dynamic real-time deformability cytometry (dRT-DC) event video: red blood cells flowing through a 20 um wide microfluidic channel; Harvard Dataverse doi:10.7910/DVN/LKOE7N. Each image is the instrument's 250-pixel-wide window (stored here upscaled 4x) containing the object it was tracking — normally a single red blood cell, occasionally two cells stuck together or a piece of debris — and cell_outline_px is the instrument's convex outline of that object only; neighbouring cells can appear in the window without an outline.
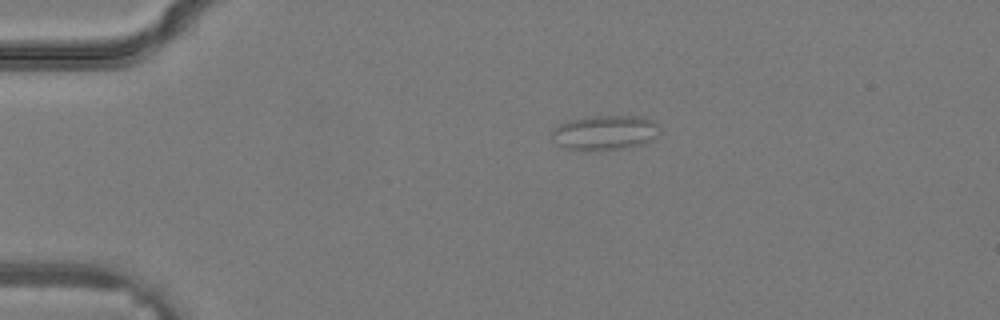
{"species": "common noctule bat (a hibernating species)", "species_latin": "Nyctalus noctula", "temperature_condition": "warm", "stored_images_in_passage": 29, "camera_frame_rate_fps": 3000, "um_per_image_px": 0.085, "animal": {"sex": "male", "body_mass_g": 19.2, "forearm_length_mm": 51.8}, "frame": {"image": 1, "passage_image": 1, "time_ms": 0.0, "image_size_px": [1000, 320], "cell_outline_px": [[660, 132], [652, 140], [644, 144], [624, 148], [568, 148], [556, 144], [552, 136], [552, 132], [560, 124], [568, 120], [592, 116], [640, 116], [656, 120], [660, 124]], "centroid_in_image_um": [51.52, 11.22], "position_along_channel_um": 33.5, "area_um2": 21.44}}
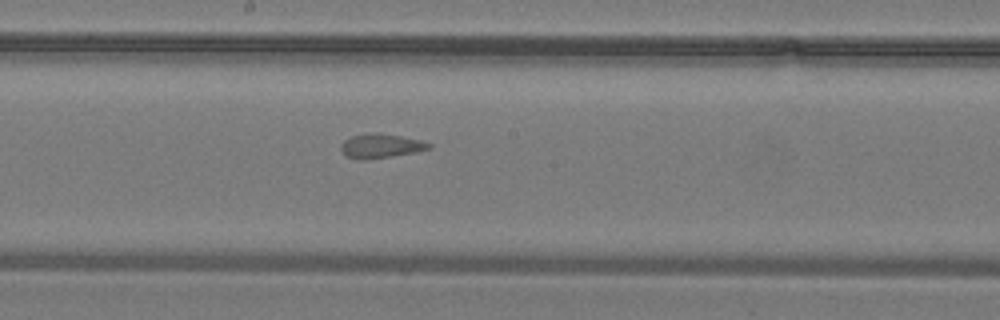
{"frame": {"image": 2, "passage_image": 13, "time_ms": 4.0, "image_size_px": [1000, 320], "cell_outline_px": [[432, 148], [416, 152], [364, 160], [360, 160], [348, 156], [340, 148], [340, 144], [344, 140], [352, 136], [372, 132], [376, 132], [400, 136], [420, 140], [432, 144]], "centroid_in_image_um": [32.38, 12.39], "position_along_channel_um": 215.8, "area_um2": 12.31}}
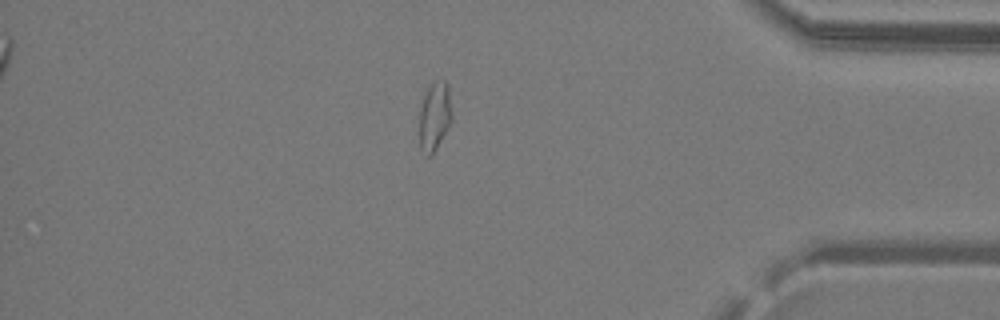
{"frame": {"image": 3, "passage_image": 24, "time_ms": 7.667, "image_size_px": [1000, 320], "cell_outline_px": [[452, 120], [432, 156], [428, 156], [420, 148], [420, 108], [424, 96], [428, 88], [432, 84], [444, 80], [448, 84], [452, 112]], "centroid_in_image_um": [36.96, 9.9], "position_along_channel_um": 398.2, "area_um2": 12.83}}